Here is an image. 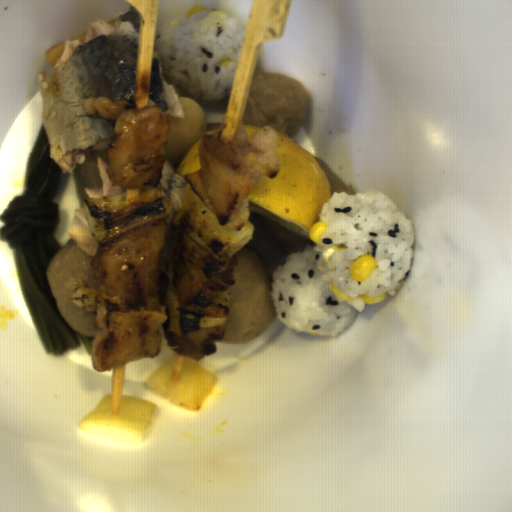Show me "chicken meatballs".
<instances>
[{
  "label": "chicken meatballs",
  "mask_w": 512,
  "mask_h": 512,
  "mask_svg": "<svg viewBox=\"0 0 512 512\" xmlns=\"http://www.w3.org/2000/svg\"><path fill=\"white\" fill-rule=\"evenodd\" d=\"M309 103L307 90L299 81L277 72L255 71L244 124L269 126L289 139L300 131Z\"/></svg>",
  "instance_id": "fd5e1221"
}]
</instances>
